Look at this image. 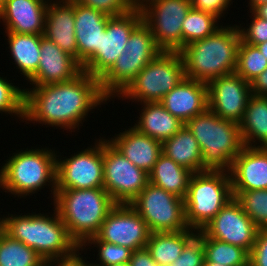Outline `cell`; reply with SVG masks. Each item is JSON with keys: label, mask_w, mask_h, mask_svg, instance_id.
Here are the masks:
<instances>
[{"label": "cell", "mask_w": 267, "mask_h": 266, "mask_svg": "<svg viewBox=\"0 0 267 266\" xmlns=\"http://www.w3.org/2000/svg\"><path fill=\"white\" fill-rule=\"evenodd\" d=\"M24 89V119L65 130L76 129L88 112L109 99L99 79L82 71L73 79ZM34 121V122H33Z\"/></svg>", "instance_id": "obj_1"}, {"label": "cell", "mask_w": 267, "mask_h": 266, "mask_svg": "<svg viewBox=\"0 0 267 266\" xmlns=\"http://www.w3.org/2000/svg\"><path fill=\"white\" fill-rule=\"evenodd\" d=\"M47 215L27 213L4 217V232L12 239L34 249L44 260H69L79 254L80 247L71 238L57 210Z\"/></svg>", "instance_id": "obj_2"}, {"label": "cell", "mask_w": 267, "mask_h": 266, "mask_svg": "<svg viewBox=\"0 0 267 266\" xmlns=\"http://www.w3.org/2000/svg\"><path fill=\"white\" fill-rule=\"evenodd\" d=\"M222 26L212 35L194 41L179 51L185 77L208 84L215 78L235 73L240 30L237 25Z\"/></svg>", "instance_id": "obj_3"}, {"label": "cell", "mask_w": 267, "mask_h": 266, "mask_svg": "<svg viewBox=\"0 0 267 266\" xmlns=\"http://www.w3.org/2000/svg\"><path fill=\"white\" fill-rule=\"evenodd\" d=\"M54 209L71 238L81 247L95 237L109 211L116 205L104 189H56Z\"/></svg>", "instance_id": "obj_4"}, {"label": "cell", "mask_w": 267, "mask_h": 266, "mask_svg": "<svg viewBox=\"0 0 267 266\" xmlns=\"http://www.w3.org/2000/svg\"><path fill=\"white\" fill-rule=\"evenodd\" d=\"M185 125L198 141L204 168L229 171L244 147L239 123L222 119L208 108Z\"/></svg>", "instance_id": "obj_5"}, {"label": "cell", "mask_w": 267, "mask_h": 266, "mask_svg": "<svg viewBox=\"0 0 267 266\" xmlns=\"http://www.w3.org/2000/svg\"><path fill=\"white\" fill-rule=\"evenodd\" d=\"M55 150L41 148L13 153L0 169V188L20 198L45 188L47 182L53 199L56 193Z\"/></svg>", "instance_id": "obj_6"}, {"label": "cell", "mask_w": 267, "mask_h": 266, "mask_svg": "<svg viewBox=\"0 0 267 266\" xmlns=\"http://www.w3.org/2000/svg\"><path fill=\"white\" fill-rule=\"evenodd\" d=\"M233 198L228 171L206 170L193 173L184 199L188 227L201 231Z\"/></svg>", "instance_id": "obj_7"}, {"label": "cell", "mask_w": 267, "mask_h": 266, "mask_svg": "<svg viewBox=\"0 0 267 266\" xmlns=\"http://www.w3.org/2000/svg\"><path fill=\"white\" fill-rule=\"evenodd\" d=\"M185 77L184 62L178 51H161L119 94L140 104L160 102Z\"/></svg>", "instance_id": "obj_8"}, {"label": "cell", "mask_w": 267, "mask_h": 266, "mask_svg": "<svg viewBox=\"0 0 267 266\" xmlns=\"http://www.w3.org/2000/svg\"><path fill=\"white\" fill-rule=\"evenodd\" d=\"M129 204L144 219L151 233L189 229L184 199L150 182Z\"/></svg>", "instance_id": "obj_9"}, {"label": "cell", "mask_w": 267, "mask_h": 266, "mask_svg": "<svg viewBox=\"0 0 267 266\" xmlns=\"http://www.w3.org/2000/svg\"><path fill=\"white\" fill-rule=\"evenodd\" d=\"M103 187L116 204H129L149 183V175L136 167L107 139H103Z\"/></svg>", "instance_id": "obj_10"}, {"label": "cell", "mask_w": 267, "mask_h": 266, "mask_svg": "<svg viewBox=\"0 0 267 266\" xmlns=\"http://www.w3.org/2000/svg\"><path fill=\"white\" fill-rule=\"evenodd\" d=\"M142 21V13L138 10L111 16L105 31L101 32L100 48L82 66L83 71L100 80L115 64L124 51L132 31Z\"/></svg>", "instance_id": "obj_11"}, {"label": "cell", "mask_w": 267, "mask_h": 266, "mask_svg": "<svg viewBox=\"0 0 267 266\" xmlns=\"http://www.w3.org/2000/svg\"><path fill=\"white\" fill-rule=\"evenodd\" d=\"M190 8V0H156L141 11L143 22L162 51L182 49V24Z\"/></svg>", "instance_id": "obj_12"}, {"label": "cell", "mask_w": 267, "mask_h": 266, "mask_svg": "<svg viewBox=\"0 0 267 266\" xmlns=\"http://www.w3.org/2000/svg\"><path fill=\"white\" fill-rule=\"evenodd\" d=\"M70 158H56V189L103 187V138Z\"/></svg>", "instance_id": "obj_13"}, {"label": "cell", "mask_w": 267, "mask_h": 266, "mask_svg": "<svg viewBox=\"0 0 267 266\" xmlns=\"http://www.w3.org/2000/svg\"><path fill=\"white\" fill-rule=\"evenodd\" d=\"M150 234L148 225L130 204H116L97 235L87 241H105L135 251L146 247Z\"/></svg>", "instance_id": "obj_14"}, {"label": "cell", "mask_w": 267, "mask_h": 266, "mask_svg": "<svg viewBox=\"0 0 267 266\" xmlns=\"http://www.w3.org/2000/svg\"><path fill=\"white\" fill-rule=\"evenodd\" d=\"M258 226L233 198L202 229L209 237L245 249L250 253L256 240Z\"/></svg>", "instance_id": "obj_15"}, {"label": "cell", "mask_w": 267, "mask_h": 266, "mask_svg": "<svg viewBox=\"0 0 267 266\" xmlns=\"http://www.w3.org/2000/svg\"><path fill=\"white\" fill-rule=\"evenodd\" d=\"M208 108L220 118L240 123L250 96V83L236 73L220 76L208 84Z\"/></svg>", "instance_id": "obj_16"}, {"label": "cell", "mask_w": 267, "mask_h": 266, "mask_svg": "<svg viewBox=\"0 0 267 266\" xmlns=\"http://www.w3.org/2000/svg\"><path fill=\"white\" fill-rule=\"evenodd\" d=\"M83 71L81 64L53 41L42 36L37 72L28 80L34 86L56 84L73 79ZM32 82V83H31Z\"/></svg>", "instance_id": "obj_17"}, {"label": "cell", "mask_w": 267, "mask_h": 266, "mask_svg": "<svg viewBox=\"0 0 267 266\" xmlns=\"http://www.w3.org/2000/svg\"><path fill=\"white\" fill-rule=\"evenodd\" d=\"M228 172L232 191L267 189V148L244 146Z\"/></svg>", "instance_id": "obj_18"}, {"label": "cell", "mask_w": 267, "mask_h": 266, "mask_svg": "<svg viewBox=\"0 0 267 266\" xmlns=\"http://www.w3.org/2000/svg\"><path fill=\"white\" fill-rule=\"evenodd\" d=\"M160 103L174 117L186 124L208 109L207 83L184 77Z\"/></svg>", "instance_id": "obj_19"}, {"label": "cell", "mask_w": 267, "mask_h": 266, "mask_svg": "<svg viewBox=\"0 0 267 266\" xmlns=\"http://www.w3.org/2000/svg\"><path fill=\"white\" fill-rule=\"evenodd\" d=\"M111 16L84 6L74 0L77 61L83 66L100 48L101 32H104Z\"/></svg>", "instance_id": "obj_20"}, {"label": "cell", "mask_w": 267, "mask_h": 266, "mask_svg": "<svg viewBox=\"0 0 267 266\" xmlns=\"http://www.w3.org/2000/svg\"><path fill=\"white\" fill-rule=\"evenodd\" d=\"M47 6L40 0H4L0 19L5 25V32L44 34Z\"/></svg>", "instance_id": "obj_21"}, {"label": "cell", "mask_w": 267, "mask_h": 266, "mask_svg": "<svg viewBox=\"0 0 267 266\" xmlns=\"http://www.w3.org/2000/svg\"><path fill=\"white\" fill-rule=\"evenodd\" d=\"M74 28V0H53L46 9L43 36L77 59Z\"/></svg>", "instance_id": "obj_22"}, {"label": "cell", "mask_w": 267, "mask_h": 266, "mask_svg": "<svg viewBox=\"0 0 267 266\" xmlns=\"http://www.w3.org/2000/svg\"><path fill=\"white\" fill-rule=\"evenodd\" d=\"M107 141L132 164L147 173L162 154V142L139 132L133 126Z\"/></svg>", "instance_id": "obj_23"}, {"label": "cell", "mask_w": 267, "mask_h": 266, "mask_svg": "<svg viewBox=\"0 0 267 266\" xmlns=\"http://www.w3.org/2000/svg\"><path fill=\"white\" fill-rule=\"evenodd\" d=\"M138 122L133 126L139 132L160 142L171 138L184 125L174 117L160 102L142 103Z\"/></svg>", "instance_id": "obj_24"}, {"label": "cell", "mask_w": 267, "mask_h": 266, "mask_svg": "<svg viewBox=\"0 0 267 266\" xmlns=\"http://www.w3.org/2000/svg\"><path fill=\"white\" fill-rule=\"evenodd\" d=\"M162 154L192 173L206 171L198 141L185 124L162 142Z\"/></svg>", "instance_id": "obj_25"}, {"label": "cell", "mask_w": 267, "mask_h": 266, "mask_svg": "<svg viewBox=\"0 0 267 266\" xmlns=\"http://www.w3.org/2000/svg\"><path fill=\"white\" fill-rule=\"evenodd\" d=\"M154 58L120 55L112 68L99 80L102 93L108 99L117 97Z\"/></svg>", "instance_id": "obj_26"}, {"label": "cell", "mask_w": 267, "mask_h": 266, "mask_svg": "<svg viewBox=\"0 0 267 266\" xmlns=\"http://www.w3.org/2000/svg\"><path fill=\"white\" fill-rule=\"evenodd\" d=\"M239 126L244 146L267 148V96H250Z\"/></svg>", "instance_id": "obj_27"}, {"label": "cell", "mask_w": 267, "mask_h": 266, "mask_svg": "<svg viewBox=\"0 0 267 266\" xmlns=\"http://www.w3.org/2000/svg\"><path fill=\"white\" fill-rule=\"evenodd\" d=\"M192 172L185 167L175 163L172 159L161 154L148 173L149 182L157 187L163 188L182 199H185L188 184Z\"/></svg>", "instance_id": "obj_28"}, {"label": "cell", "mask_w": 267, "mask_h": 266, "mask_svg": "<svg viewBox=\"0 0 267 266\" xmlns=\"http://www.w3.org/2000/svg\"><path fill=\"white\" fill-rule=\"evenodd\" d=\"M196 234L197 231L190 228L178 232H154L145 248L158 265H171Z\"/></svg>", "instance_id": "obj_29"}, {"label": "cell", "mask_w": 267, "mask_h": 266, "mask_svg": "<svg viewBox=\"0 0 267 266\" xmlns=\"http://www.w3.org/2000/svg\"><path fill=\"white\" fill-rule=\"evenodd\" d=\"M7 33V40L12 59L16 69H19L26 80H29L36 72L40 59V43L43 34Z\"/></svg>", "instance_id": "obj_30"}, {"label": "cell", "mask_w": 267, "mask_h": 266, "mask_svg": "<svg viewBox=\"0 0 267 266\" xmlns=\"http://www.w3.org/2000/svg\"><path fill=\"white\" fill-rule=\"evenodd\" d=\"M204 261L224 266H249V253L238 246L209 238L203 232Z\"/></svg>", "instance_id": "obj_31"}, {"label": "cell", "mask_w": 267, "mask_h": 266, "mask_svg": "<svg viewBox=\"0 0 267 266\" xmlns=\"http://www.w3.org/2000/svg\"><path fill=\"white\" fill-rule=\"evenodd\" d=\"M219 18L209 12L190 8L182 24V48L194 41L212 35L221 26Z\"/></svg>", "instance_id": "obj_32"}, {"label": "cell", "mask_w": 267, "mask_h": 266, "mask_svg": "<svg viewBox=\"0 0 267 266\" xmlns=\"http://www.w3.org/2000/svg\"><path fill=\"white\" fill-rule=\"evenodd\" d=\"M44 259L23 242L5 232L0 237V266H38Z\"/></svg>", "instance_id": "obj_33"}, {"label": "cell", "mask_w": 267, "mask_h": 266, "mask_svg": "<svg viewBox=\"0 0 267 266\" xmlns=\"http://www.w3.org/2000/svg\"><path fill=\"white\" fill-rule=\"evenodd\" d=\"M267 68V59L257 46L240 41L237 52L235 73L245 81L251 82Z\"/></svg>", "instance_id": "obj_34"}, {"label": "cell", "mask_w": 267, "mask_h": 266, "mask_svg": "<svg viewBox=\"0 0 267 266\" xmlns=\"http://www.w3.org/2000/svg\"><path fill=\"white\" fill-rule=\"evenodd\" d=\"M232 192L243 211L258 228H267V189Z\"/></svg>", "instance_id": "obj_35"}, {"label": "cell", "mask_w": 267, "mask_h": 266, "mask_svg": "<svg viewBox=\"0 0 267 266\" xmlns=\"http://www.w3.org/2000/svg\"><path fill=\"white\" fill-rule=\"evenodd\" d=\"M162 50L156 45L149 27L142 21L129 36L123 56L156 57Z\"/></svg>", "instance_id": "obj_36"}, {"label": "cell", "mask_w": 267, "mask_h": 266, "mask_svg": "<svg viewBox=\"0 0 267 266\" xmlns=\"http://www.w3.org/2000/svg\"><path fill=\"white\" fill-rule=\"evenodd\" d=\"M0 77V112L14 114L24 120V89Z\"/></svg>", "instance_id": "obj_37"}, {"label": "cell", "mask_w": 267, "mask_h": 266, "mask_svg": "<svg viewBox=\"0 0 267 266\" xmlns=\"http://www.w3.org/2000/svg\"><path fill=\"white\" fill-rule=\"evenodd\" d=\"M87 243V244H86ZM90 244L98 248V263H90L92 266H108L112 264L129 263L132 250L117 244L107 243L105 241H86L81 247V251ZM84 247V248H83Z\"/></svg>", "instance_id": "obj_38"}, {"label": "cell", "mask_w": 267, "mask_h": 266, "mask_svg": "<svg viewBox=\"0 0 267 266\" xmlns=\"http://www.w3.org/2000/svg\"><path fill=\"white\" fill-rule=\"evenodd\" d=\"M205 257L203 249V231L185 245L181 255L170 266H203Z\"/></svg>", "instance_id": "obj_39"}, {"label": "cell", "mask_w": 267, "mask_h": 266, "mask_svg": "<svg viewBox=\"0 0 267 266\" xmlns=\"http://www.w3.org/2000/svg\"><path fill=\"white\" fill-rule=\"evenodd\" d=\"M250 13L253 16L250 17L252 18L250 25L246 28L240 24L238 28L241 40L244 43L256 46L267 41V20L258 17L253 11H250Z\"/></svg>", "instance_id": "obj_40"}, {"label": "cell", "mask_w": 267, "mask_h": 266, "mask_svg": "<svg viewBox=\"0 0 267 266\" xmlns=\"http://www.w3.org/2000/svg\"><path fill=\"white\" fill-rule=\"evenodd\" d=\"M84 6L99 10L109 16H120L130 12L127 0H75Z\"/></svg>", "instance_id": "obj_41"}, {"label": "cell", "mask_w": 267, "mask_h": 266, "mask_svg": "<svg viewBox=\"0 0 267 266\" xmlns=\"http://www.w3.org/2000/svg\"><path fill=\"white\" fill-rule=\"evenodd\" d=\"M249 266H267V228L258 230L249 253Z\"/></svg>", "instance_id": "obj_42"}, {"label": "cell", "mask_w": 267, "mask_h": 266, "mask_svg": "<svg viewBox=\"0 0 267 266\" xmlns=\"http://www.w3.org/2000/svg\"><path fill=\"white\" fill-rule=\"evenodd\" d=\"M191 7L214 14L219 19L231 5L232 0H190Z\"/></svg>", "instance_id": "obj_43"}, {"label": "cell", "mask_w": 267, "mask_h": 266, "mask_svg": "<svg viewBox=\"0 0 267 266\" xmlns=\"http://www.w3.org/2000/svg\"><path fill=\"white\" fill-rule=\"evenodd\" d=\"M130 266H158L146 248L132 251Z\"/></svg>", "instance_id": "obj_44"}, {"label": "cell", "mask_w": 267, "mask_h": 266, "mask_svg": "<svg viewBox=\"0 0 267 266\" xmlns=\"http://www.w3.org/2000/svg\"><path fill=\"white\" fill-rule=\"evenodd\" d=\"M252 94L267 96V68L250 82Z\"/></svg>", "instance_id": "obj_45"}, {"label": "cell", "mask_w": 267, "mask_h": 266, "mask_svg": "<svg viewBox=\"0 0 267 266\" xmlns=\"http://www.w3.org/2000/svg\"><path fill=\"white\" fill-rule=\"evenodd\" d=\"M80 255L79 253L72 259L60 261V266H92L89 261L86 262Z\"/></svg>", "instance_id": "obj_46"}, {"label": "cell", "mask_w": 267, "mask_h": 266, "mask_svg": "<svg viewBox=\"0 0 267 266\" xmlns=\"http://www.w3.org/2000/svg\"><path fill=\"white\" fill-rule=\"evenodd\" d=\"M156 0H127L132 10L142 11L148 4Z\"/></svg>", "instance_id": "obj_47"}, {"label": "cell", "mask_w": 267, "mask_h": 266, "mask_svg": "<svg viewBox=\"0 0 267 266\" xmlns=\"http://www.w3.org/2000/svg\"><path fill=\"white\" fill-rule=\"evenodd\" d=\"M252 11L258 17L267 20V2L257 5Z\"/></svg>", "instance_id": "obj_48"}, {"label": "cell", "mask_w": 267, "mask_h": 266, "mask_svg": "<svg viewBox=\"0 0 267 266\" xmlns=\"http://www.w3.org/2000/svg\"><path fill=\"white\" fill-rule=\"evenodd\" d=\"M38 266H60V261H58V260H43Z\"/></svg>", "instance_id": "obj_49"}, {"label": "cell", "mask_w": 267, "mask_h": 266, "mask_svg": "<svg viewBox=\"0 0 267 266\" xmlns=\"http://www.w3.org/2000/svg\"><path fill=\"white\" fill-rule=\"evenodd\" d=\"M267 2V0H249V9L252 11L257 5Z\"/></svg>", "instance_id": "obj_50"}, {"label": "cell", "mask_w": 267, "mask_h": 266, "mask_svg": "<svg viewBox=\"0 0 267 266\" xmlns=\"http://www.w3.org/2000/svg\"><path fill=\"white\" fill-rule=\"evenodd\" d=\"M263 56L267 59V41L261 44L256 45Z\"/></svg>", "instance_id": "obj_51"}, {"label": "cell", "mask_w": 267, "mask_h": 266, "mask_svg": "<svg viewBox=\"0 0 267 266\" xmlns=\"http://www.w3.org/2000/svg\"><path fill=\"white\" fill-rule=\"evenodd\" d=\"M3 233H4V216L2 219L0 218V237Z\"/></svg>", "instance_id": "obj_52"}, {"label": "cell", "mask_w": 267, "mask_h": 266, "mask_svg": "<svg viewBox=\"0 0 267 266\" xmlns=\"http://www.w3.org/2000/svg\"><path fill=\"white\" fill-rule=\"evenodd\" d=\"M203 266H224V265L213 263V262L204 261Z\"/></svg>", "instance_id": "obj_53"}, {"label": "cell", "mask_w": 267, "mask_h": 266, "mask_svg": "<svg viewBox=\"0 0 267 266\" xmlns=\"http://www.w3.org/2000/svg\"><path fill=\"white\" fill-rule=\"evenodd\" d=\"M108 266H130L129 263H121V264H112V265H108Z\"/></svg>", "instance_id": "obj_54"}, {"label": "cell", "mask_w": 267, "mask_h": 266, "mask_svg": "<svg viewBox=\"0 0 267 266\" xmlns=\"http://www.w3.org/2000/svg\"><path fill=\"white\" fill-rule=\"evenodd\" d=\"M41 2H43V3H45L46 5H49V4H51L52 3V0L50 1V0H40ZM50 1V2H49ZM57 1H60V0H56V2Z\"/></svg>", "instance_id": "obj_55"}, {"label": "cell", "mask_w": 267, "mask_h": 266, "mask_svg": "<svg viewBox=\"0 0 267 266\" xmlns=\"http://www.w3.org/2000/svg\"><path fill=\"white\" fill-rule=\"evenodd\" d=\"M3 2H4V0H0V7L2 6Z\"/></svg>", "instance_id": "obj_56"}]
</instances>
